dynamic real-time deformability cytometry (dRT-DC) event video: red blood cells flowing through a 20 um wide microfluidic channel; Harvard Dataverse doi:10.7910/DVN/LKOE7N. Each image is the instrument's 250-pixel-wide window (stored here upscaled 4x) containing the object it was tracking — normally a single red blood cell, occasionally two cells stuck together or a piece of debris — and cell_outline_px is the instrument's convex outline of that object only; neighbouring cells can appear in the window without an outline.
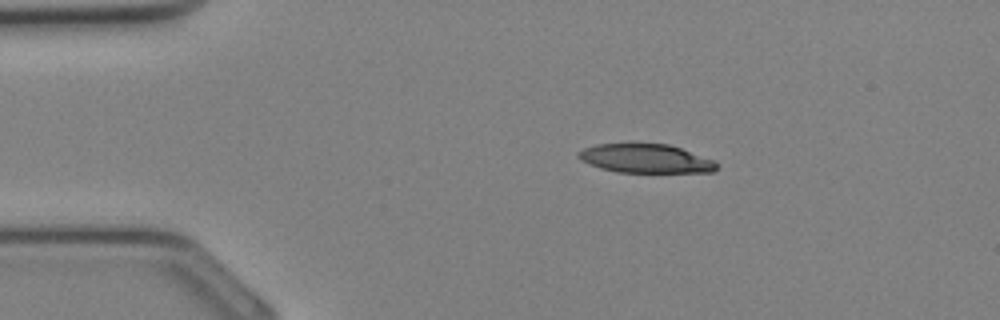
{"species": "Egyptian fruit bat (a non-hibernating species)", "species_latin": "Rousettus aegyptiacus", "temperature_condition": "cold", "stored_images_in_passage": 29, "camera_frame_rate_fps": 3000, "um_per_image_px": 0.085, "animal": {"sex": "female"}, "frame": {"image": 1, "passage_image": 1, "time_ms": 0.0, "image_size_px": [1000, 320], "cell_outline_px": [[720, 164], [712, 172], [616, 172], [600, 168], [580, 160], [576, 156], [576, 152], [584, 148], [596, 144], [668, 144], [716, 160]], "centroid_in_image_um": [54.88, 13.48], "position_along_channel_um": 30.1, "area_um2": 23.29}}
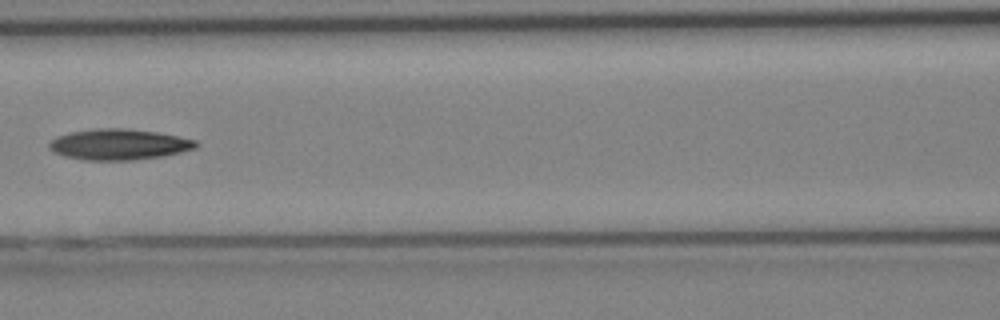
{"frame": {"image": 2, "passage_image": 10, "time_ms": 3.0, "image_size_px": [1000, 320], "cell_outline_px": [[200, 144], [196, 148], [164, 156], [136, 160], [84, 160], [64, 156], [48, 148], [48, 144], [56, 136], [68, 132], [92, 128], [124, 128], [156, 132], [196, 140]], "centroid_in_image_um": [10.09, 12.27], "position_along_channel_um": 156.5, "area_um2": 26.53}}
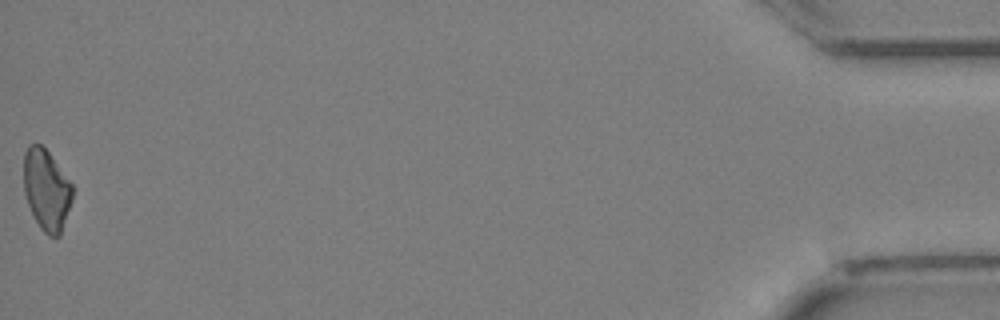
{"frame": {"image": 3, "passage_image": 29, "time_ms": 9.333, "image_size_px": [1000, 320], "cell_outline_px": [[76, 188], [60, 236], [48, 236], [40, 228], [28, 204], [24, 192], [24, 152], [28, 144], [40, 144], [48, 152]], "centroid_in_image_um": [3.97, 16.13], "position_along_channel_um": 431.2, "area_um2": 23.12}}